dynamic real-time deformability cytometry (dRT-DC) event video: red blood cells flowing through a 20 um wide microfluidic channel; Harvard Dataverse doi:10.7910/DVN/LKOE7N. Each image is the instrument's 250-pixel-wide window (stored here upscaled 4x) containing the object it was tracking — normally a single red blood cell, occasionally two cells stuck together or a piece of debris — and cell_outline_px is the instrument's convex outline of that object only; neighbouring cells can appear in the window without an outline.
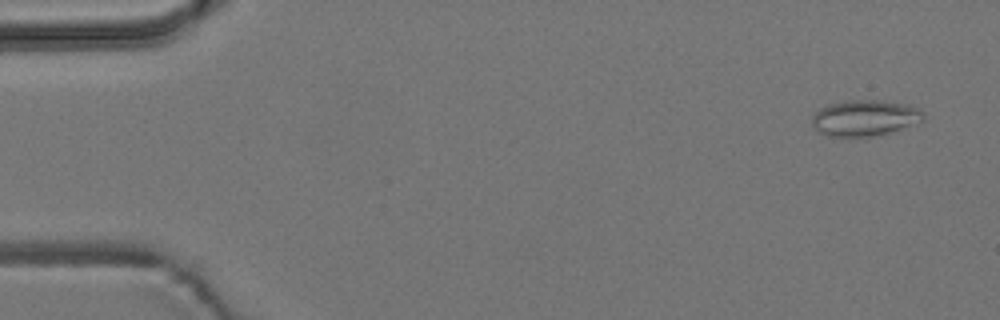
{"species": "common noctule bat (a hibernating species)", "species_latin": "Nyctalus noctula", "temperature_condition": "room temperature", "stored_images_in_passage": 6, "camera_frame_rate_fps": 3000, "um_per_image_px": 0.085, "animal": {"sex": "male", "body_mass_g": 19.2, "forearm_length_mm": 51.8}, "frame": {"image": 1, "passage_image": 1, "time_ms": 0.0, "image_size_px": [1000, 320], "cell_outline_px": [[924, 120], [880, 136], [852, 140], [828, 136], [816, 132], [812, 124], [812, 116], [820, 108], [828, 104], [848, 100], [876, 100], [904, 104], [920, 108], [924, 112]], "centroid_in_image_um": [73.46, 10.08], "position_along_channel_um": 11.5, "area_um2": 24.22}}
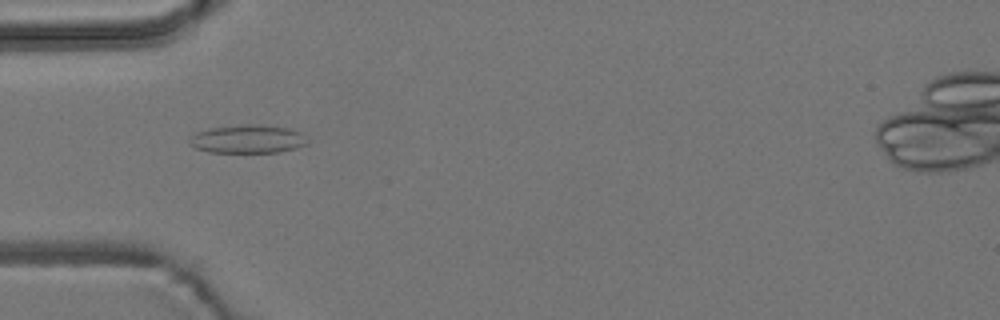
{"frame": {"image": 2, "passage_image": 5, "time_ms": 4.667, "image_size_px": [1000, 320], "cell_outline_px": [[304, 144], [296, 148], [280, 152], [208, 152], [196, 148], [188, 144], [188, 140], [196, 132], [208, 128], [240, 124], [264, 124], [288, 128], [300, 132]], "centroid_in_image_um": [20.96, 11.8], "position_along_channel_um": 64.0, "area_um2": 19.42}}
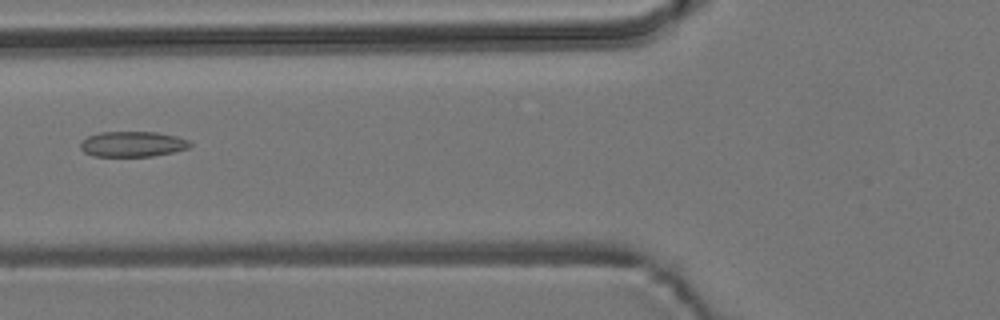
{"frame": {"image": 3, "passage_image": 6, "time_ms": 6.0, "image_size_px": [1000, 320], "cell_outline_px": [[192, 144], [188, 148], [172, 152], [152, 156], [92, 156], [84, 152], [80, 148], [80, 144], [88, 136], [100, 132], [156, 132], [176, 136], [188, 140]], "centroid_in_image_um": [11.26, 12.25], "position_along_channel_um": 114.5, "area_um2": 16.13}}